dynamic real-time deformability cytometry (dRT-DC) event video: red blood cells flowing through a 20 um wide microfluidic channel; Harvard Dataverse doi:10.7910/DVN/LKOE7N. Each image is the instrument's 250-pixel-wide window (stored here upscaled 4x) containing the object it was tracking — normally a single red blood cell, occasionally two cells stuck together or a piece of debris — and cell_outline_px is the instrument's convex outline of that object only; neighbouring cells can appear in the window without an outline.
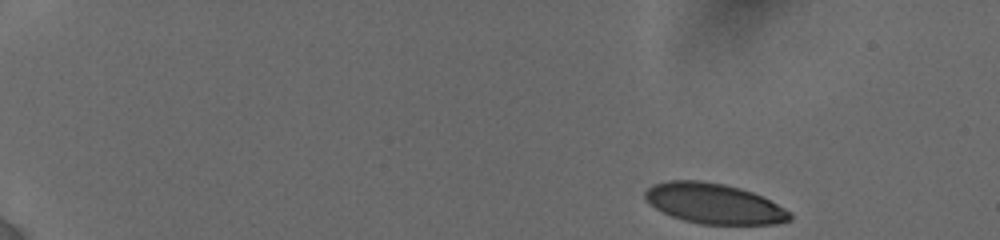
{"species": "human", "species_latin": "Homo sapiens", "temperature_condition": "cold", "stored_images_in_passage": 41, "camera_frame_rate_fps": 3000, "um_per_image_px": 0.085, "donor": {"sex": "female"}, "frame": {"image": 1, "passage_image": 1, "time_ms": 0.0, "image_size_px": [1000, 240], "cell_outline_px": [[792, 220], [776, 224], [700, 224], [684, 220], [672, 216], [656, 208], [644, 196], [644, 192], [652, 184], [668, 180], [700, 180], [724, 184], [740, 188], [752, 192], [792, 212]], "centroid_in_image_um": [60.7, 17.3], "position_along_channel_um": 24.3, "area_um2": 33.81}}
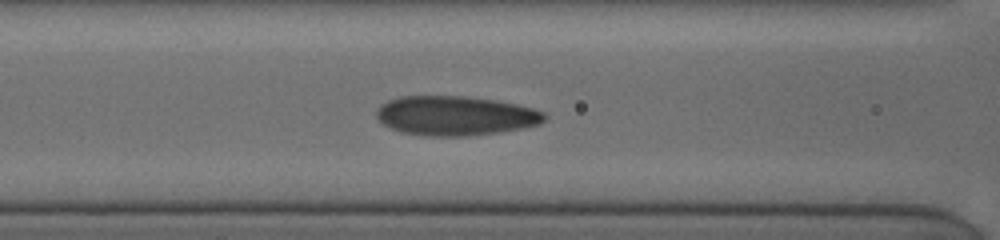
{"frame": {"image": 2, "passage_image": 35, "time_ms": 6.333, "image_size_px": [1000, 240], "cell_outline_px": [[548, 116], [540, 124], [524, 128], [500, 132], [468, 136], [428, 136], [400, 132], [376, 120], [376, 108], [380, 104], [388, 100], [400, 96], [464, 96], [496, 100], [516, 104], [532, 108], [544, 112]], "centroid_in_image_um": [38.69, 9.83], "position_along_channel_um": 127.9, "area_um2": 38.96}}
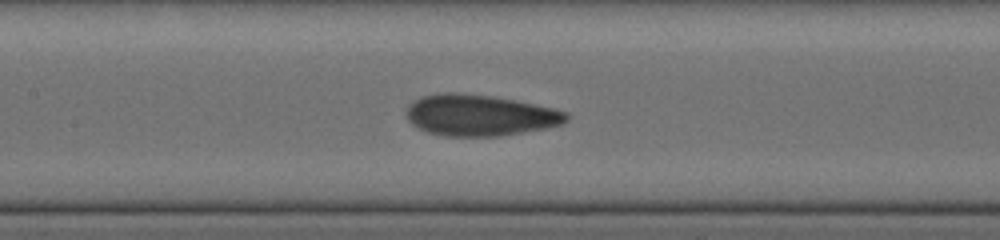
{"frame": {"image": 3, "passage_image": 41, "time_ms": 7.333, "image_size_px": [1000, 240], "cell_outline_px": [[568, 120], [560, 124], [544, 128], [500, 136], [444, 136], [428, 132], [412, 124], [408, 120], [408, 104], [424, 96], [444, 92], [456, 92], [492, 96], [552, 108], [568, 112]], "centroid_in_image_um": [40.77, 9.8], "position_along_channel_um": 166.6, "area_um2": 37.92}}